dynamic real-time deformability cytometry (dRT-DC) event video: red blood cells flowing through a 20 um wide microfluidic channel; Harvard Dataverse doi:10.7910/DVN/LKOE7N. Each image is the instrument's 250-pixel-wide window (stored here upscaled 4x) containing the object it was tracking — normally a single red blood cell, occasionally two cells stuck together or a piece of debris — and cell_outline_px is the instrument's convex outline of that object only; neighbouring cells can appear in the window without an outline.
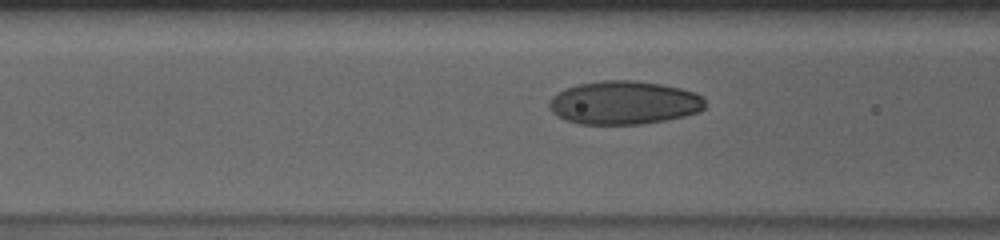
{"species": "human", "species_latin": "Homo sapiens", "temperature_condition": "cold", "stored_images_in_passage": 20, "camera_frame_rate_fps": 3000, "um_per_image_px": 0.085, "donor": {"sex": "male"}, "frame": {"image": 1, "passage_image": 18, "time_ms": 5.667, "image_size_px": [1000, 240], "cell_outline_px": [[708, 104], [704, 108], [696, 112], [684, 116], [644, 124], [580, 124], [564, 120], [552, 112], [548, 104], [552, 96], [576, 84], [604, 80], [636, 80], [660, 84], [680, 88], [696, 92]], "centroid_in_image_um": [53.04, 8.73], "position_along_channel_um": 113.6, "area_um2": 39.48}}